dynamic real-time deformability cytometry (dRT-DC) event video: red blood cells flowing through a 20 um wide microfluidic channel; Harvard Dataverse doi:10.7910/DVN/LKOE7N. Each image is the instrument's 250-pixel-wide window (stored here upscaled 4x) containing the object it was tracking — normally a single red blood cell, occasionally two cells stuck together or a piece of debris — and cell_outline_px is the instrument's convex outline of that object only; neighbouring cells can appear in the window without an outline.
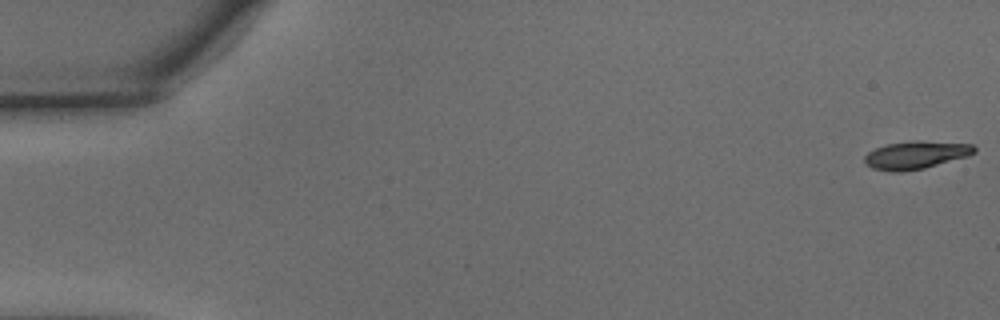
{"species": "common noctule bat (a hibernating species)", "species_latin": "Nyctalus noctula", "temperature_condition": "warm", "stored_images_in_passage": 54, "camera_frame_rate_fps": 3000, "um_per_image_px": 0.085, "animal": {"sex": "male", "body_mass_g": 15.6}, "frame": {"image": 1, "passage_image": 1, "time_ms": 0.0, "image_size_px": [1000, 320], "cell_outline_px": [[976, 152], [968, 156], [924, 168], [900, 172], [888, 172], [872, 168], [864, 160], [864, 156], [868, 152], [876, 148], [888, 144], [916, 140], [920, 140], [972, 144], [976, 148]], "centroid_in_image_um": [77.86, 13.17], "position_along_channel_um": 7.1, "area_um2": 17.8}}
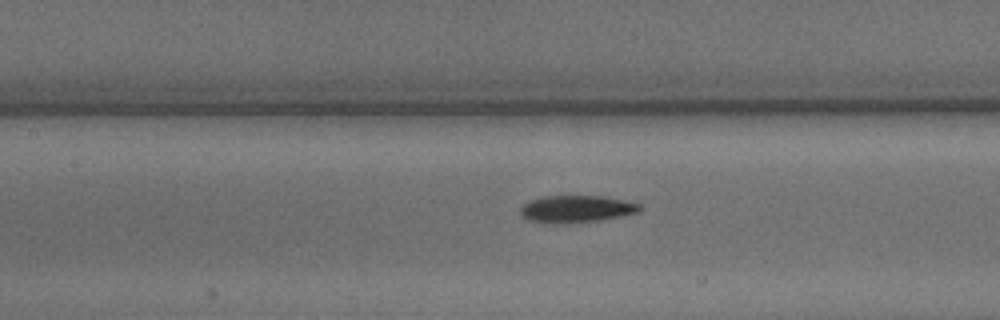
{"frame": {"image": 2, "passage_image": 25, "time_ms": 8.0, "image_size_px": [1000, 320], "cell_outline_px": [[644, 208], [640, 212], [600, 220], [568, 224], [544, 224], [528, 220], [520, 216], [520, 208], [528, 200], [544, 196], [600, 196], [624, 200], [640, 204]], "centroid_in_image_um": [48.95, 17.78], "position_along_channel_um": 158.4, "area_um2": 19.31}}
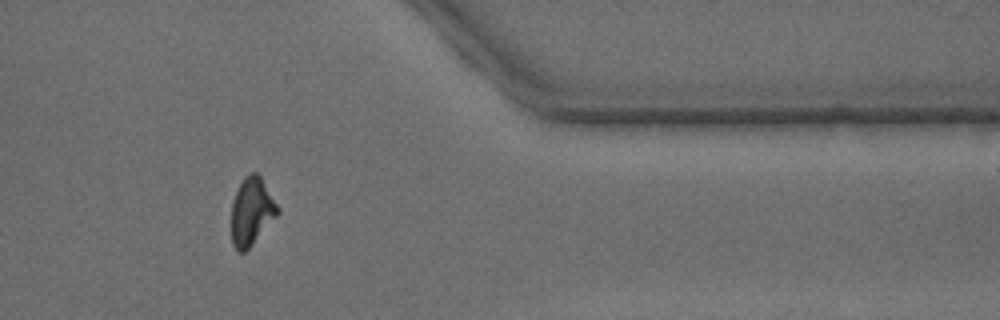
{"frame": {"image": 3, "passage_image": 45, "time_ms": 14.667, "image_size_px": [1000, 320], "cell_outline_px": [[280, 212], [252, 244], [244, 252], [236, 252], [232, 244], [232, 204], [236, 192], [244, 176], [252, 172], [256, 172], [260, 176], [280, 208]], "centroid_in_image_um": [21.39, 17.97], "position_along_channel_um": 390.0, "area_um2": 18.03}}